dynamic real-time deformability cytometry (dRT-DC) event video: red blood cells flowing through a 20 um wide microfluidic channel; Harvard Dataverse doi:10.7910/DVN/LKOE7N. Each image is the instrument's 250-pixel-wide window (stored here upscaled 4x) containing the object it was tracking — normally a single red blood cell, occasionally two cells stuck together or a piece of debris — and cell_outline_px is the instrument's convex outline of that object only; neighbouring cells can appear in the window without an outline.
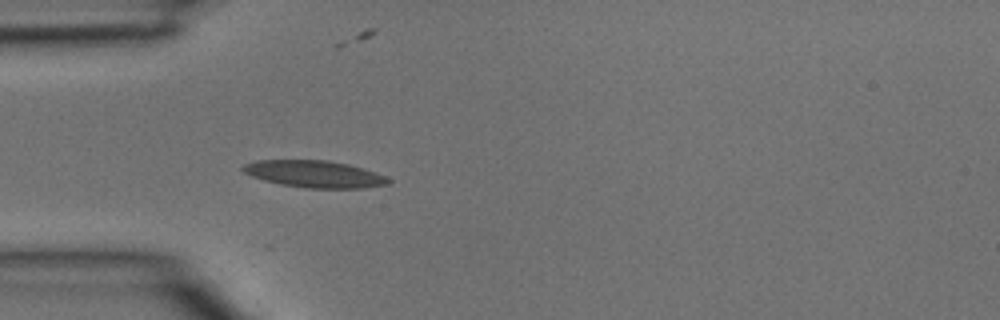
{"species": "common noctule bat (a hibernating species)", "species_latin": "Nyctalus noctula", "temperature_condition": "room temperature", "stored_images_in_passage": 25, "camera_frame_rate_fps": 3000, "um_per_image_px": 0.085, "animal": {"sex": "male", "body_mass_g": 15.6}, "frame": {"image": 1, "passage_image": 4, "time_ms": 1.0, "image_size_px": [1000, 320], "cell_outline_px": [[392, 180], [388, 184], [364, 188], [304, 188], [280, 184], [264, 180], [252, 176], [244, 172], [240, 168], [244, 164], [256, 160], [328, 160], [348, 164], [364, 168], [376, 172]], "centroid_in_image_um": [26.73, 14.79], "position_along_channel_um": 58.3, "area_um2": 22.95}}
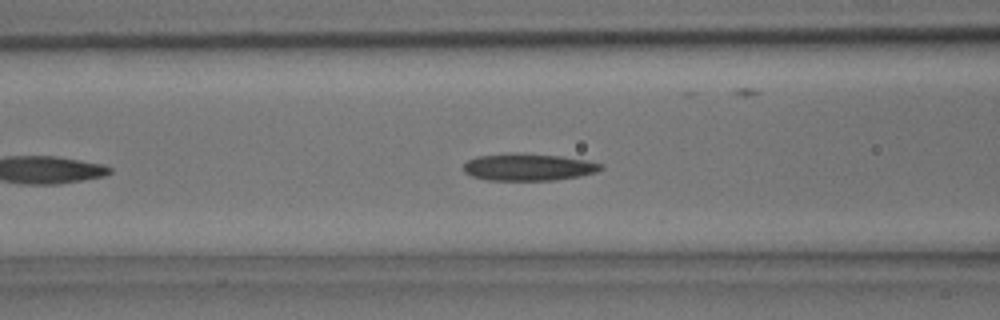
{"frame": {"image": 2, "passage_image": 8, "time_ms": 2.333, "image_size_px": [1000, 320], "cell_outline_px": [[604, 168], [596, 172], [580, 176], [556, 180], [488, 180], [472, 176], [464, 172], [464, 164], [468, 160], [476, 156], [508, 152], [516, 152], [560, 156], [588, 160], [604, 164]], "centroid_in_image_um": [44.93, 14.19], "position_along_channel_um": 121.7, "area_um2": 22.02}}